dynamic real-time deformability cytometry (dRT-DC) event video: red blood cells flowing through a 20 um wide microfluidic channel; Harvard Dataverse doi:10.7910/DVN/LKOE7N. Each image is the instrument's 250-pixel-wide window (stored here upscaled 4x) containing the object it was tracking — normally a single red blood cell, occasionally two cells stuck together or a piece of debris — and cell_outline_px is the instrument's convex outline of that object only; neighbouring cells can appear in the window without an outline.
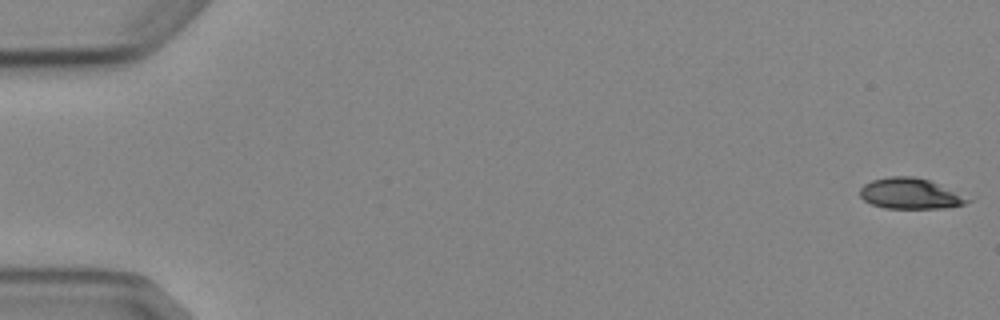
{"species": "Egyptian fruit bat (a non-hibernating species)", "species_latin": "Rousettus aegyptiacus", "temperature_condition": "cold", "stored_images_in_passage": 9, "camera_frame_rate_fps": 3000, "um_per_image_px": 0.085, "animal": {"sex": "female"}, "frame": {"image": 1, "passage_image": 1, "time_ms": 0.0, "image_size_px": [1000, 320], "cell_outline_px": [[972, 200], [964, 204], [944, 208], [884, 208], [872, 204], [864, 200], [860, 196], [860, 188], [864, 184], [872, 180], [888, 176], [916, 176], [928, 180]], "centroid_in_image_um": [77.3, 16.45], "position_along_channel_um": 7.7, "area_um2": 18.96}}
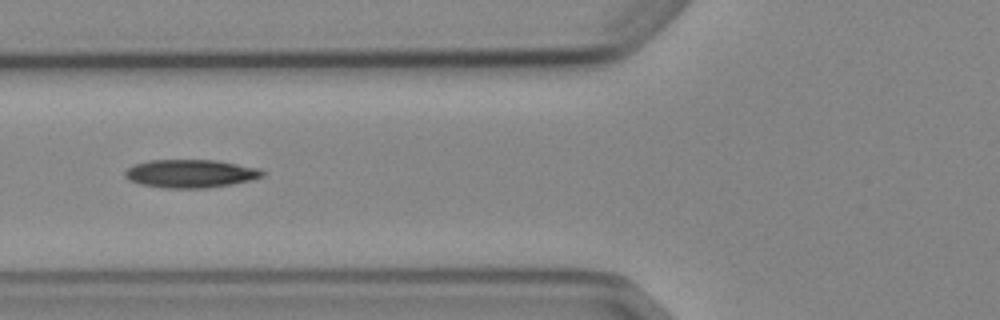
{"frame": {"image": 2, "passage_image": 6, "time_ms": 6.667, "image_size_px": [1000, 320], "cell_outline_px": [[264, 176], [252, 180], [232, 184], [208, 188], [164, 188], [140, 184], [128, 180], [124, 176], [124, 172], [128, 168], [136, 164], [148, 160], [216, 160], [260, 168], [264, 172]], "centroid_in_image_um": [16.21, 14.76], "position_along_channel_um": 109.6, "area_um2": 22.72}}
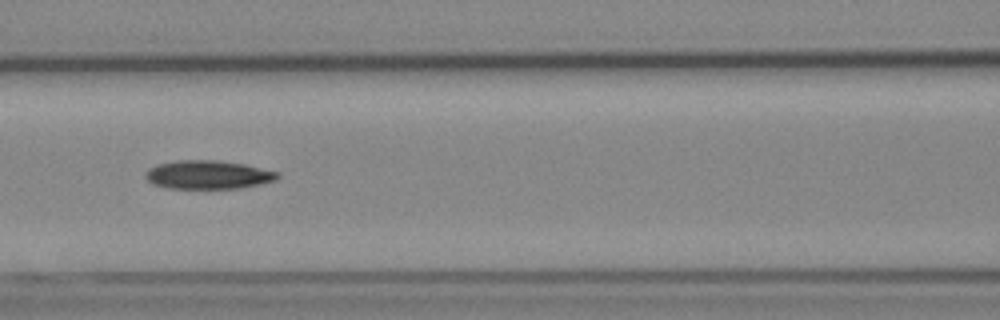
{"frame": {"image": 3, "passage_image": 7, "time_ms": 7.667, "image_size_px": [1000, 320], "cell_outline_px": [[280, 176], [276, 180], [240, 188], [168, 188], [152, 184], [144, 176], [144, 172], [148, 168], [156, 164], [176, 160], [216, 160], [244, 164], [280, 172]], "centroid_in_image_um": [17.65, 14.84], "position_along_channel_um": 148.9, "area_um2": 22.08}}